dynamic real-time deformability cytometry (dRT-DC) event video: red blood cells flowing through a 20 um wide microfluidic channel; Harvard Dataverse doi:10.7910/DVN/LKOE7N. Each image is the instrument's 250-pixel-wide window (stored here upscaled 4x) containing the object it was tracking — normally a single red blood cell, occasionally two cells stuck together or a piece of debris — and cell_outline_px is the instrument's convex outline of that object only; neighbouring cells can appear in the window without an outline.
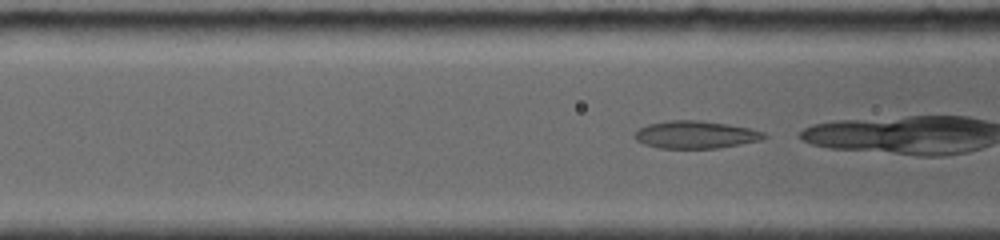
{"species": "common noctule bat (a hibernating species)", "species_latin": "Nyctalus noctula", "temperature_condition": "room temperature", "stored_images_in_passage": 25, "camera_frame_rate_fps": 4000, "um_per_image_px": 0.085, "animal": {"sex": "female", "body_mass_g": 19.0, "forearm_length_mm": 56.7}, "frame": {"image": 1, "passage_image": 5, "time_ms": 0.75, "image_size_px": [1000, 240], "cell_outline_px": [[768, 136], [760, 140], [716, 148], [660, 148], [644, 144], [636, 140], [636, 132], [640, 128], [648, 124], [664, 120], [700, 120], [728, 124], [748, 128], [764, 132]], "centroid_in_image_um": [59.11, 11.43], "position_along_channel_um": 107.5, "area_um2": 20.58}}
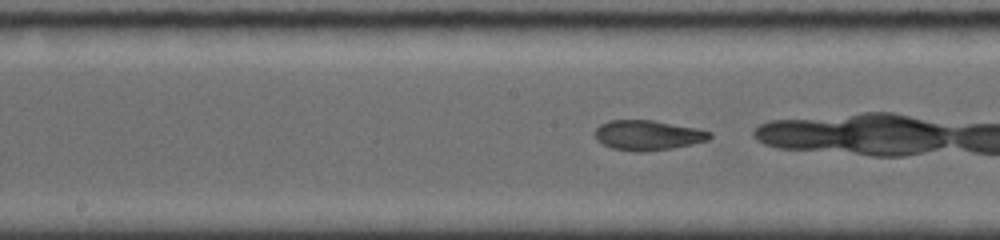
{"frame": {"image": 2, "passage_image": 17, "time_ms": 3.0, "image_size_px": [1000, 240], "cell_outline_px": [[712, 136], [708, 140], [692, 144], [672, 148], [644, 152], [636, 152], [612, 148], [596, 140], [592, 132], [600, 124], [608, 120], [652, 120], [696, 128], [712, 132]], "centroid_in_image_um": [55.03, 11.49], "position_along_channel_um": 193.2, "area_um2": 20.17}}
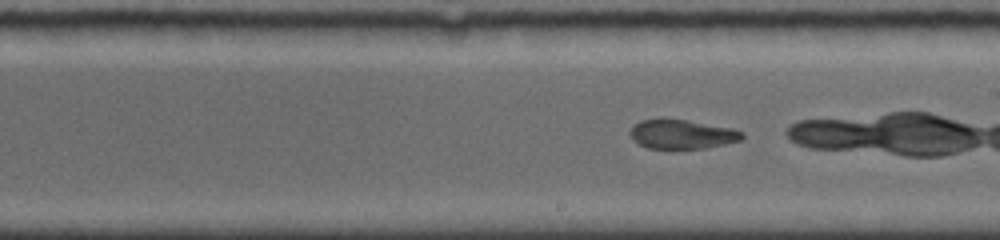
{"frame": {"image": 3, "passage_image": 23, "time_ms": 4.0, "image_size_px": [1000, 240], "cell_outline_px": [[744, 136], [740, 140], [724, 144], [704, 148], [648, 148], [632, 140], [628, 132], [632, 124], [640, 120], [664, 116], [688, 120], [732, 128], [744, 132]], "centroid_in_image_um": [57.89, 11.36], "position_along_channel_um": 231.1, "area_um2": 19.59}}